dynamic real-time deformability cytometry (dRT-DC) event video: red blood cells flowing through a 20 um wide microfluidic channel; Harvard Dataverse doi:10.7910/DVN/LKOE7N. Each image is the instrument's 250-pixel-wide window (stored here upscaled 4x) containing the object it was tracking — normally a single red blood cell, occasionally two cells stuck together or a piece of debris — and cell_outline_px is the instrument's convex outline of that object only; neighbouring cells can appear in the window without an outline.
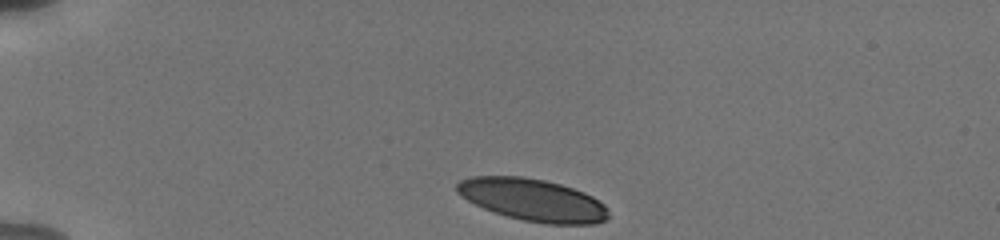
{"species": "human", "species_latin": "Homo sapiens", "temperature_condition": "cold", "stored_images_in_passage": 36, "camera_frame_rate_fps": 3000, "um_per_image_px": 0.085, "donor": {"sex": "male"}, "frame": {"image": 1, "passage_image": 1, "time_ms": 0.0, "image_size_px": [1000, 240], "cell_outline_px": [[608, 216], [604, 220], [592, 224], [548, 224], [524, 220], [508, 216], [484, 208], [468, 200], [456, 192], [456, 184], [460, 180], [472, 176], [524, 176], [544, 180], [560, 184], [584, 192], [592, 196], [604, 204], [608, 208]], "centroid_in_image_um": [45.28, 16.98], "position_along_channel_um": 39.7, "area_um2": 37.11}}
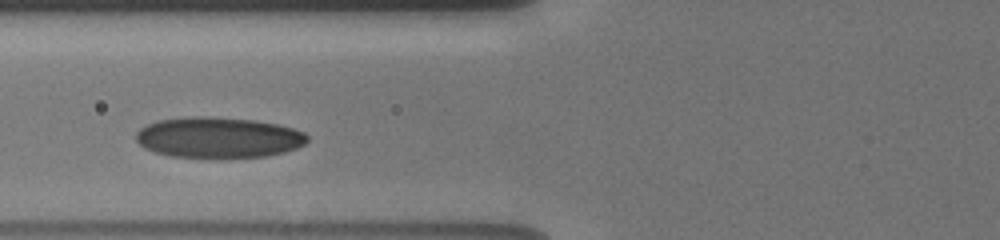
{"frame": {"image": 2, "passage_image": 11, "time_ms": 3.333, "image_size_px": [1000, 240], "cell_outline_px": [[308, 140], [304, 144], [296, 148], [284, 152], [264, 156], [172, 156], [156, 152], [144, 148], [136, 140], [136, 132], [140, 128], [156, 120], [184, 116], [212, 116], [256, 120], [276, 124], [292, 128], [304, 132], [308, 136]], "centroid_in_image_um": [18.54, 11.65], "position_along_channel_um": 107.3, "area_um2": 40.34}}
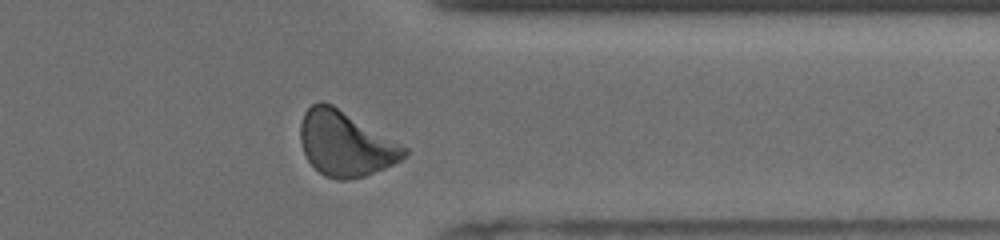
{"frame": {"image": 3, "passage_image": 33, "time_ms": 10.667, "image_size_px": [1000, 240], "cell_outline_px": [[408, 156], [384, 168], [364, 176], [344, 180], [336, 180], [324, 176], [308, 160], [300, 144], [300, 124], [304, 112], [312, 104], [320, 100], [324, 100], [332, 104], [408, 148]], "centroid_in_image_um": [29.34, 12.2], "position_along_channel_um": 382.1, "area_um2": 39.19}, "authors_computed_cell_mechanics": {"area_um2": 38.8994, "velocity_mm_per_s": 3.7765, "shape_relaxation_time_tau1_ms": 3.7109, "shape_relaxation_time_tau2_ms": 1.7865, "deformation_change_tau1": 0.1427, "deformation_change_tau2": 0.0709}}